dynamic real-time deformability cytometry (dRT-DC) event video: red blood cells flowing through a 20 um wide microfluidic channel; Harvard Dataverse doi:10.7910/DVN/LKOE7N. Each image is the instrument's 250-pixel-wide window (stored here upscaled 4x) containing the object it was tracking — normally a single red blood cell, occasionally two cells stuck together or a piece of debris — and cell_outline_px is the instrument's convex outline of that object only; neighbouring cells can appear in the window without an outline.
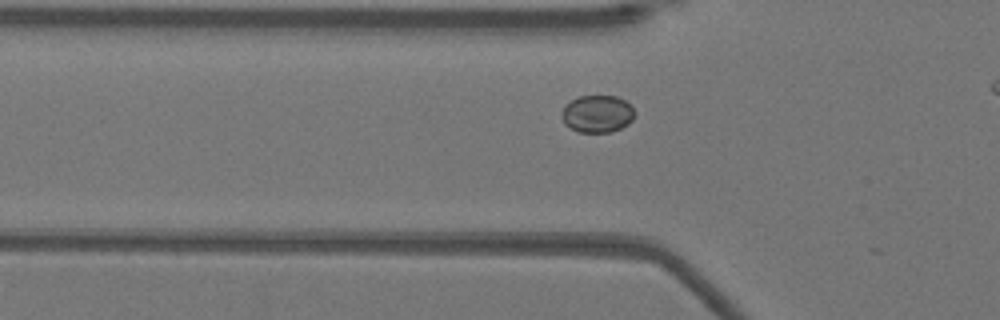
{"species": "Egyptian fruit bat (a non-hibernating species)", "species_latin": "Rousettus aegyptiacus", "temperature_condition": "warm", "stored_images_in_passage": 23, "camera_frame_rate_fps": 3000, "um_per_image_px": 0.085, "animal": {"sex": "female"}, "frame": {"image": 1, "passage_image": 15, "time_ms": 4.667, "image_size_px": [1000, 320], "cell_outline_px": [[636, 112], [632, 120], [628, 124], [612, 132], [580, 132], [564, 124], [564, 104], [580, 96], [616, 96], [632, 104]], "centroid_in_image_um": [50.83, 9.67], "position_along_channel_um": 75.0, "area_um2": 15.78}}
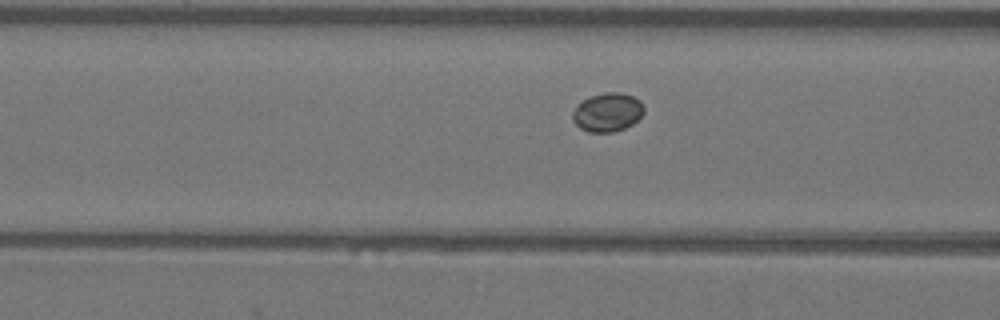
{"frame": {"image": 2, "passage_image": 18, "time_ms": 5.667, "image_size_px": [1000, 320], "cell_outline_px": [[644, 112], [632, 124], [624, 128], [612, 132], [588, 132], [580, 128], [572, 120], [572, 112], [576, 104], [580, 100], [604, 92], [620, 92], [632, 96], [640, 100], [644, 104]], "centroid_in_image_um": [51.61, 9.53], "position_along_channel_um": 115.0, "area_um2": 16.24}}
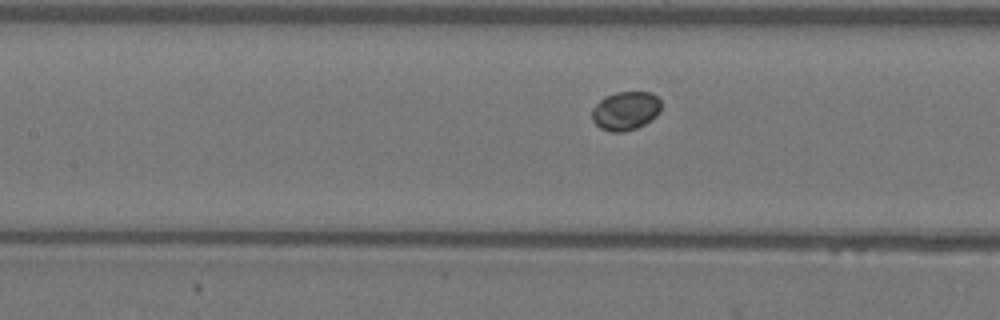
{"frame": {"image": 3, "passage_image": 21, "time_ms": 6.667, "image_size_px": [1000, 320], "cell_outline_px": [[660, 112], [656, 116], [644, 124], [636, 128], [624, 132], [612, 132], [600, 128], [592, 120], [592, 108], [604, 96], [616, 92], [652, 92], [660, 100]], "centroid_in_image_um": [53.16, 9.41], "position_along_channel_um": 154.2, "area_um2": 15.66}}